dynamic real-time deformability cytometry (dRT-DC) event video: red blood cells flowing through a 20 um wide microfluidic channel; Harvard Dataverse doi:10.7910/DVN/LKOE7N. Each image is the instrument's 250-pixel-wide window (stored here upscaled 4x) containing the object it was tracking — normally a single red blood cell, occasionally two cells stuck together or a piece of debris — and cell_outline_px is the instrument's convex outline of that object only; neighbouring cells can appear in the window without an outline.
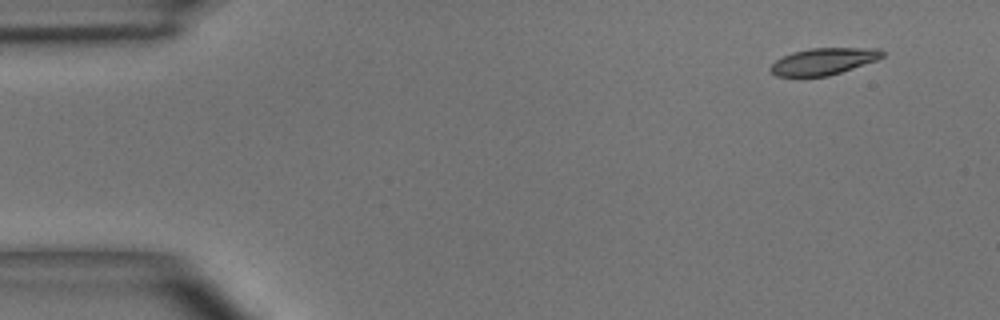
{"species": "common noctule bat (a hibernating species)", "species_latin": "Nyctalus noctula", "temperature_condition": "room temperature", "stored_images_in_passage": 3, "camera_frame_rate_fps": 3000, "um_per_image_px": 0.085, "animal": {"sex": "male", "body_mass_g": 15.6}, "frame": {"image": 1, "passage_image": 1, "time_ms": 0.0, "image_size_px": [1000, 320], "cell_outline_px": [[884, 56], [876, 60], [828, 76], [776, 76], [768, 68], [776, 60], [792, 52], [812, 48], [880, 48], [884, 52]], "centroid_in_image_um": [70.0, 5.21], "position_along_channel_um": 15.0, "area_um2": 17.22}}